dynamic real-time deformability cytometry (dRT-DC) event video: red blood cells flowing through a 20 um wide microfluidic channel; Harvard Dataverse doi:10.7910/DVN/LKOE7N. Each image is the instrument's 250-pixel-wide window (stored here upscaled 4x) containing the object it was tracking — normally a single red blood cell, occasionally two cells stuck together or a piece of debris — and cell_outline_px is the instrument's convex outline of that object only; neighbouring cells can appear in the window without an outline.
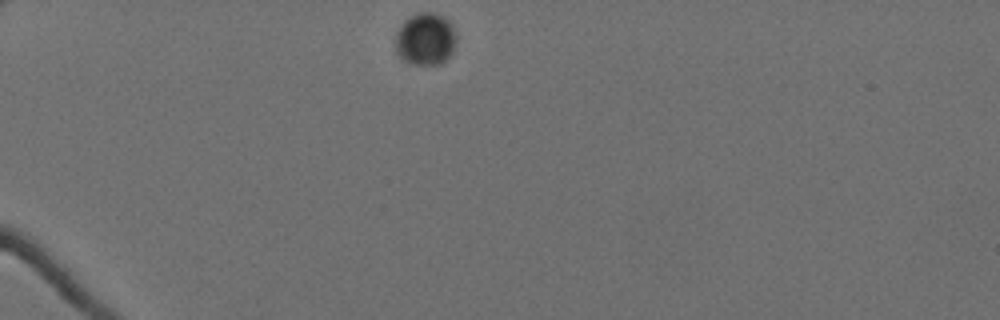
{"species": "Egyptian fruit bat (a non-hibernating species)", "species_latin": "Rousettus aegyptiacus", "temperature_condition": "cold", "stored_images_in_passage": 57, "camera_frame_rate_fps": 3000, "um_per_image_px": 0.085, "animal": {"sex": "female"}, "frame": {"image": 1, "passage_image": 1, "time_ms": 0.0, "image_size_px": [1000, 320], "cell_outline_px": [[456, 40], [452, 52], [440, 64], [412, 64], [404, 60], [396, 52], [396, 32], [404, 20], [420, 12], [436, 12], [444, 16], [452, 24], [456, 32]], "centroid_in_image_um": [36.18, 3.29], "position_along_channel_um": 48.8, "area_um2": 18.61}}
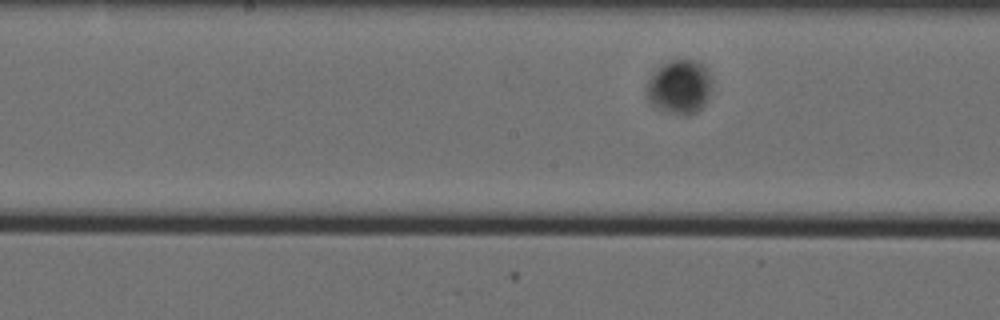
{"frame": {"image": 2, "passage_image": 31, "time_ms": 10.0, "image_size_px": [1000, 320], "cell_outline_px": [[712, 92], [708, 100], [696, 112], [688, 116], [684, 116], [656, 108], [648, 100], [644, 92], [644, 88], [648, 80], [668, 60], [696, 60], [704, 64], [708, 68], [712, 76]], "centroid_in_image_um": [57.8, 7.39], "position_along_channel_um": 190.4, "area_um2": 21.1}}
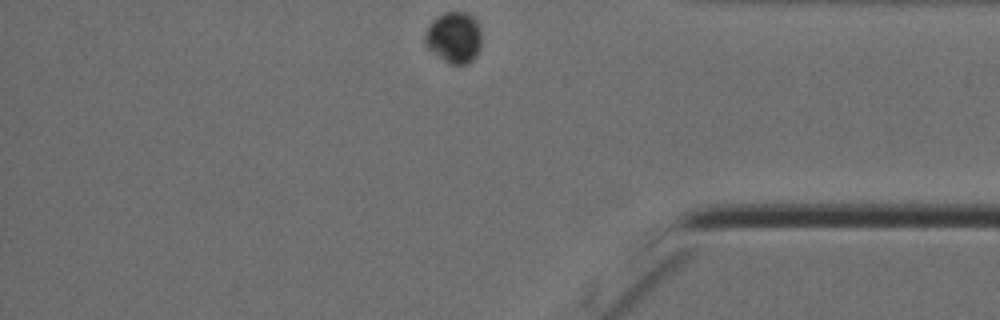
{"frame": {"image": 3, "passage_image": 57, "time_ms": 18.667, "image_size_px": [1000, 320], "cell_outline_px": [[480, 48], [476, 56], [468, 64], [448, 64], [428, 48], [424, 44], [424, 32], [428, 24], [436, 16], [444, 12], [464, 12], [472, 16], [476, 20], [480, 28]], "centroid_in_image_um": [38.56, 3.18], "position_along_channel_um": 396.6, "area_um2": 17.11}}